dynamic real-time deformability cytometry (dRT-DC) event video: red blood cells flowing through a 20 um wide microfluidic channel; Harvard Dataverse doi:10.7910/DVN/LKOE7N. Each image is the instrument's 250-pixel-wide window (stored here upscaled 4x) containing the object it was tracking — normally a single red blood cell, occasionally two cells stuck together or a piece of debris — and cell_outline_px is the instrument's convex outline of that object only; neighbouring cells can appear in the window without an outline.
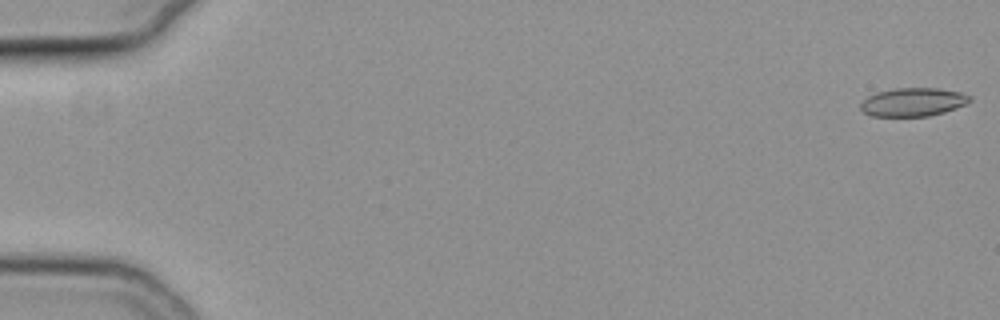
{"species": "common noctule bat (a hibernating species)", "species_latin": "Nyctalus noctula", "temperature_condition": "cold", "stored_images_in_passage": 56, "camera_frame_rate_fps": 3000, "um_per_image_px": 0.085, "animal": {"sex": "female", "body_mass_g": 19.3, "forearm_length_mm": 54.1}, "frame": {"image": 1, "passage_image": 1, "time_ms": 0.0, "image_size_px": [1000, 320], "cell_outline_px": [[972, 100], [964, 104], [944, 112], [928, 116], [872, 116], [864, 112], [860, 108], [860, 104], [868, 96], [876, 92], [896, 88], [940, 88], [960, 92], [972, 96]], "centroid_in_image_um": [77.61, 8.67], "position_along_channel_um": 7.4, "area_um2": 18.03}}
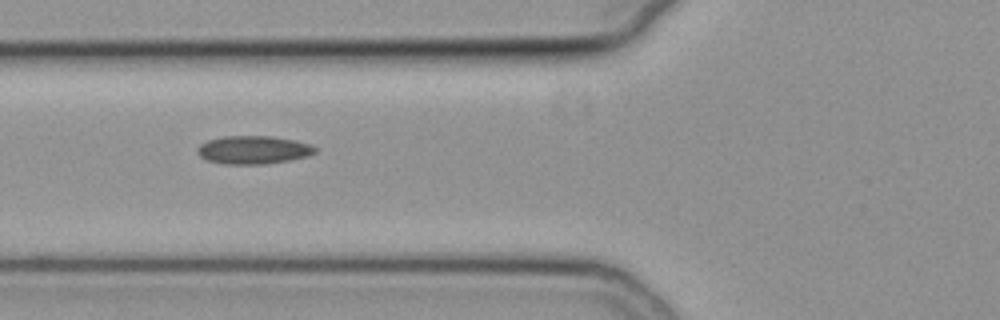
{"frame": {"image": 2, "passage_image": 22, "time_ms": 7.0, "image_size_px": [1000, 320], "cell_outline_px": [[316, 152], [308, 156], [288, 160], [264, 164], [224, 164], [208, 160], [200, 156], [196, 152], [196, 148], [200, 144], [208, 140], [224, 136], [272, 136], [312, 144], [316, 148]], "centroid_in_image_um": [21.52, 12.74], "position_along_channel_um": 104.3, "area_um2": 19.31}}
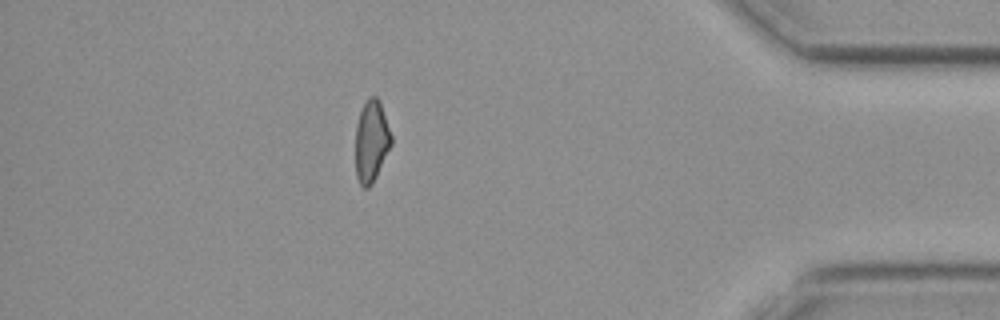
{"frame": {"image": 3, "passage_image": 49, "time_ms": 16.0, "image_size_px": [1000, 320], "cell_outline_px": [[392, 144], [372, 184], [368, 188], [364, 188], [360, 184], [356, 176], [356, 124], [360, 112], [368, 96], [376, 96], [380, 100], [392, 136]], "centroid_in_image_um": [31.57, 11.98], "position_along_channel_um": 403.6, "area_um2": 17.05}}